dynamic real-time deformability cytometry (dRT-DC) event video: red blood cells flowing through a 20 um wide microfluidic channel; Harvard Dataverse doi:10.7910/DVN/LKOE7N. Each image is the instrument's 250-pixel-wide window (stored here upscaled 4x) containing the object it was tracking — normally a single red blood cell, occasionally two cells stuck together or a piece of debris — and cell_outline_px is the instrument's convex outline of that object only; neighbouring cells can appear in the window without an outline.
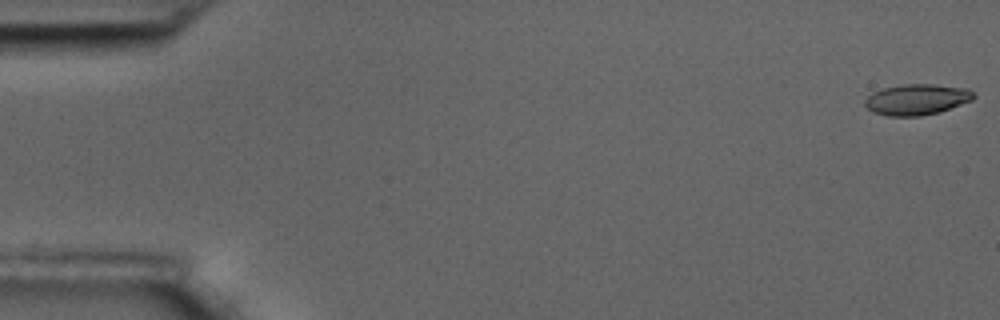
{"species": "common noctule bat (a hibernating species)", "species_latin": "Nyctalus noctula", "temperature_condition": "room temperature", "stored_images_in_passage": 12, "camera_frame_rate_fps": 3000, "um_per_image_px": 0.085, "animal": {"sex": "male", "body_mass_g": 17.5, "forearm_length_mm": 52.3}, "frame": {"image": 1, "passage_image": 1, "time_ms": 0.0, "image_size_px": [1000, 320], "cell_outline_px": [[976, 96], [972, 100], [940, 112], [920, 116], [888, 116], [876, 112], [868, 108], [864, 104], [864, 100], [872, 92], [884, 88], [904, 84], [932, 84], [968, 88]], "centroid_in_image_um": [77.94, 8.45], "position_along_channel_um": 7.1, "area_um2": 19.48}}